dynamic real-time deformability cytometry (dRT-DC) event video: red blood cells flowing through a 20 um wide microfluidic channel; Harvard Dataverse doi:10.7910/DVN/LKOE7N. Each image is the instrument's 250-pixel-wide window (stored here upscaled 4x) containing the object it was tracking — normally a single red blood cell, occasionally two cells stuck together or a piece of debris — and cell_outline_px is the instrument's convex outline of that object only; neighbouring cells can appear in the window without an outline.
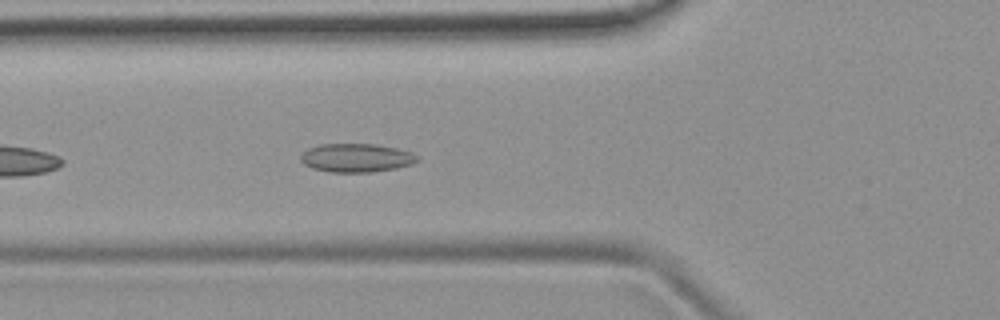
{"species": "common noctule bat (a hibernating species)", "species_latin": "Nyctalus noctula", "temperature_condition": "room temperature", "stored_images_in_passage": 10, "camera_frame_rate_fps": 3000, "um_per_image_px": 0.085, "animal": {"sex": "female", "body_mass_g": 19.9}, "frame": {"image": 1, "passage_image": 6, "time_ms": 1.667, "image_size_px": [1000, 320], "cell_outline_px": [[420, 160], [412, 164], [396, 168], [372, 172], [328, 172], [312, 168], [304, 164], [300, 160], [300, 156], [308, 148], [320, 144], [376, 144], [396, 148], [412, 152], [420, 156]], "centroid_in_image_um": [30.31, 13.42], "position_along_channel_um": 95.5, "area_um2": 19.59}}